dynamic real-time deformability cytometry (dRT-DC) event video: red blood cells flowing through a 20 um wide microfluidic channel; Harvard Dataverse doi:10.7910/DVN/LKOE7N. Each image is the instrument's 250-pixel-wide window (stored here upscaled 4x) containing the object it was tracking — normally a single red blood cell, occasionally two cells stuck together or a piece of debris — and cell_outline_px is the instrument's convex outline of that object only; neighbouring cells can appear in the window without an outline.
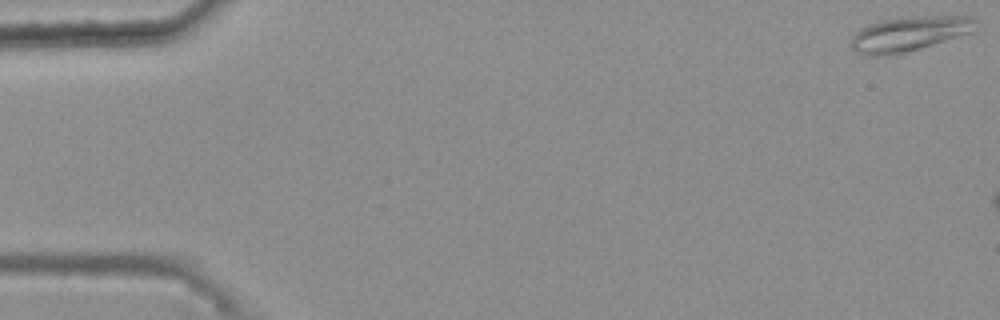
{"species": "common noctule bat (a hibernating species)", "species_latin": "Nyctalus noctula", "temperature_condition": "warm", "stored_images_in_passage": 7, "camera_frame_rate_fps": 3000, "um_per_image_px": 0.085, "animal": {"sex": "female", "body_mass_g": 25.1}, "frame": {"image": 1, "passage_image": 1, "time_ms": 0.0, "image_size_px": [1000, 320], "cell_outline_px": [[976, 32], [920, 48], [888, 56], [864, 56], [856, 52], [852, 48], [852, 36], [860, 28], [868, 24], [880, 20], [912, 16], [972, 16], [976, 20]], "centroid_in_image_um": [77.3, 2.87], "position_along_channel_um": 7.7, "area_um2": 25.61}}